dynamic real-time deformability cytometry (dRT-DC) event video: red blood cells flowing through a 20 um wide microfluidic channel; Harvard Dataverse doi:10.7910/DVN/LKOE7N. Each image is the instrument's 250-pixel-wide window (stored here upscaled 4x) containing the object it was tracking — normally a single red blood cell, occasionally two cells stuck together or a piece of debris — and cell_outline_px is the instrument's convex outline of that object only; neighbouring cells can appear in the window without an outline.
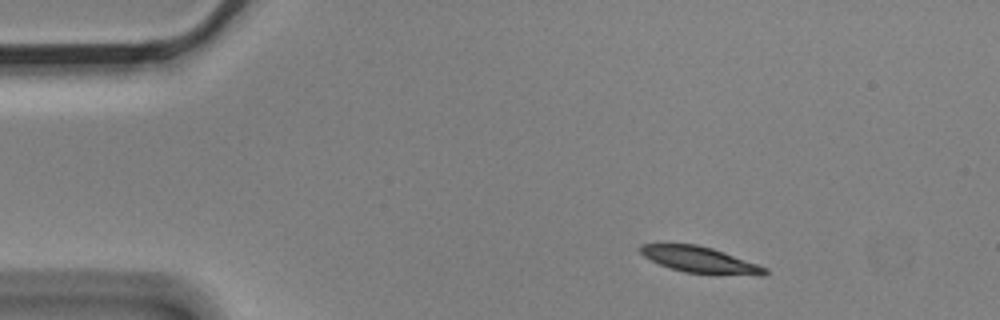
{"species": "Egyptian fruit bat (a non-hibernating species)", "species_latin": "Rousettus aegyptiacus", "temperature_condition": "cold", "stored_images_in_passage": 4, "camera_frame_rate_fps": 3000, "um_per_image_px": 0.085, "animal": {"sex": "male"}, "frame": {"image": 1, "passage_image": 1, "time_ms": 0.0, "image_size_px": [1000, 320], "cell_outline_px": [[768, 272], [764, 276], [760, 276], [684, 272], [668, 268], [644, 256], [636, 248], [640, 244], [696, 244], [712, 248], [724, 252], [768, 268]], "centroid_in_image_um": [59.49, 22.08], "position_along_channel_um": 25.5, "area_um2": 18.96}}
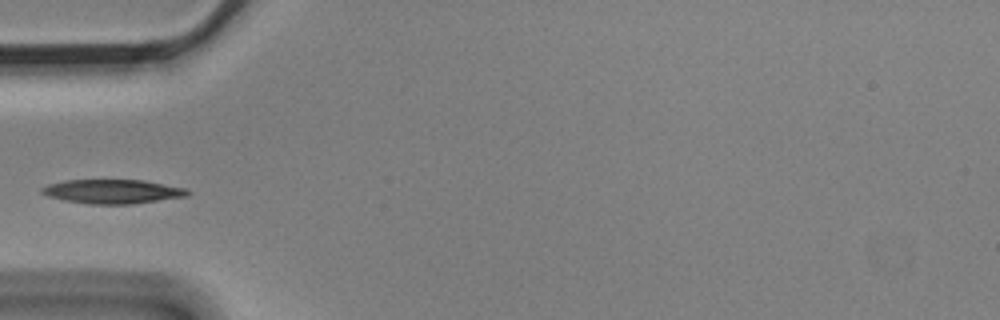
{"frame": {"image": 2, "passage_image": 4, "time_ms": 1.0, "image_size_px": [1000, 320], "cell_outline_px": [[192, 192], [188, 196], [132, 204], [88, 204], [64, 200], [48, 196], [40, 192], [40, 188], [48, 184], [64, 180], [144, 180], [188, 188]], "centroid_in_image_um": [9.6, 16.27], "position_along_channel_um": 75.4, "area_um2": 20.69}}